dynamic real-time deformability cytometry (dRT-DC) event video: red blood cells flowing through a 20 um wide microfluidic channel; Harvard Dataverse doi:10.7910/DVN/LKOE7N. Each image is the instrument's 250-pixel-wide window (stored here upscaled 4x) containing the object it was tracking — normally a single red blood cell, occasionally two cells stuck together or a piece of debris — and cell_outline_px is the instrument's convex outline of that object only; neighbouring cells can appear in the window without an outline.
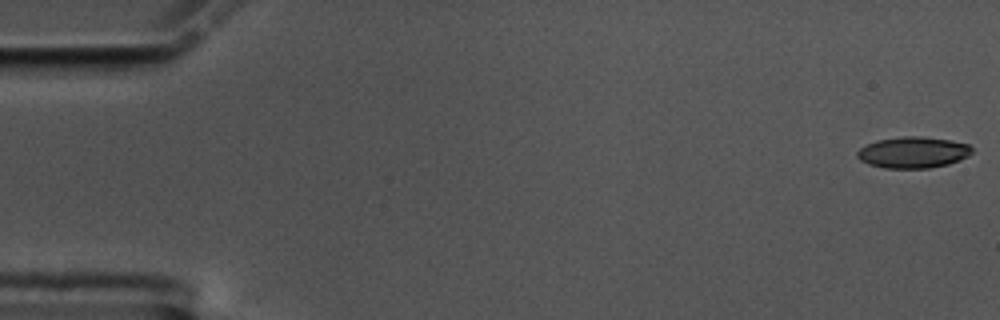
{"species": "common noctule bat (a hibernating species)", "species_latin": "Nyctalus noctula", "temperature_condition": "cold", "stored_images_in_passage": 57, "camera_frame_rate_fps": 3000, "um_per_image_px": 0.085, "animal": {"sex": "male", "body_mass_g": 17.5, "forearm_length_mm": 52.3}, "frame": {"image": 1, "passage_image": 1, "time_ms": 0.0, "image_size_px": [1000, 320], "cell_outline_px": [[972, 152], [968, 156], [960, 160], [948, 164], [928, 168], [884, 168], [868, 164], [860, 160], [856, 156], [856, 152], [860, 148], [876, 140], [900, 136], [924, 136], [952, 140], [968, 144], [972, 148]], "centroid_in_image_um": [77.6, 12.94], "position_along_channel_um": 7.4, "area_um2": 21.1}}
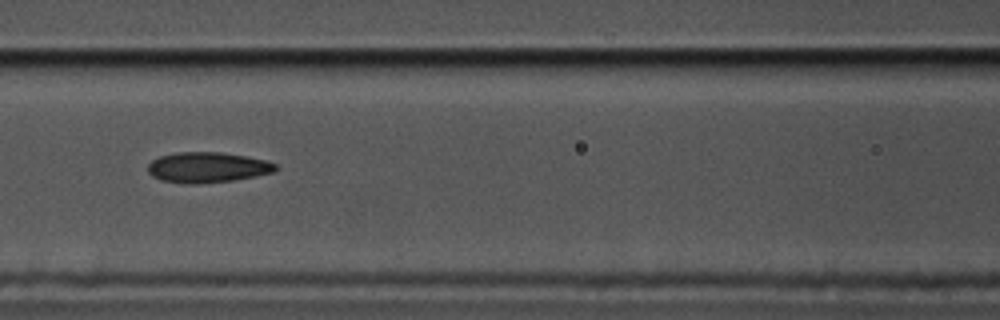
{"frame": {"image": 2, "passage_image": 25, "time_ms": 8.0, "image_size_px": [1000, 320], "cell_outline_px": [[276, 168], [272, 172], [256, 176], [232, 180], [196, 184], [188, 184], [160, 180], [152, 176], [148, 172], [148, 164], [152, 160], [160, 156], [176, 152], [220, 152], [268, 160], [276, 164]], "centroid_in_image_um": [17.6, 14.22], "position_along_channel_um": 149.0, "area_um2": 22.6}}
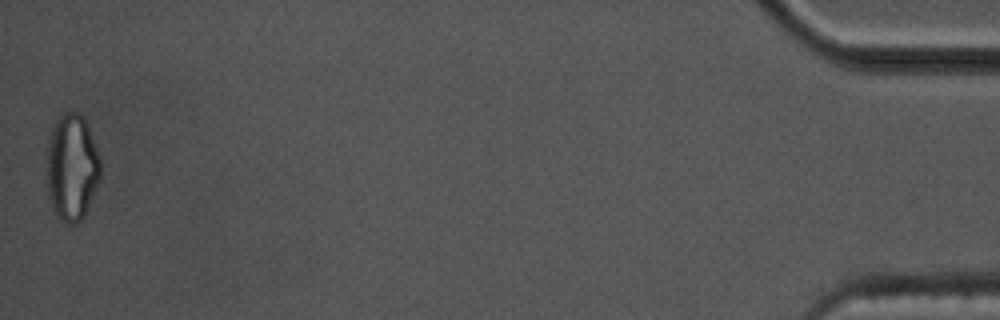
{"frame": {"image": 3, "passage_image": 57, "time_ms": 18.667, "image_size_px": [1000, 320], "cell_outline_px": [[100, 176], [84, 216], [76, 224], [68, 224], [60, 220], [56, 216], [48, 196], [48, 140], [52, 128], [56, 120], [64, 112], [80, 112], [84, 116], [100, 156]], "centroid_in_image_um": [6.11, 14.21], "position_along_channel_um": 429.1, "area_um2": 33.23}, "authors_computed_cell_mechanics": {"area_um2": 22.3108, "velocity_mm_per_s": 3.5185, "shape_relaxation_time_tau1_ms": 4.4749, "shape_relaxation_time_tau2_ms": 2.6114, "deformation_change_tau1": 0.1526, "deformation_change_tau2": 0.1123}}